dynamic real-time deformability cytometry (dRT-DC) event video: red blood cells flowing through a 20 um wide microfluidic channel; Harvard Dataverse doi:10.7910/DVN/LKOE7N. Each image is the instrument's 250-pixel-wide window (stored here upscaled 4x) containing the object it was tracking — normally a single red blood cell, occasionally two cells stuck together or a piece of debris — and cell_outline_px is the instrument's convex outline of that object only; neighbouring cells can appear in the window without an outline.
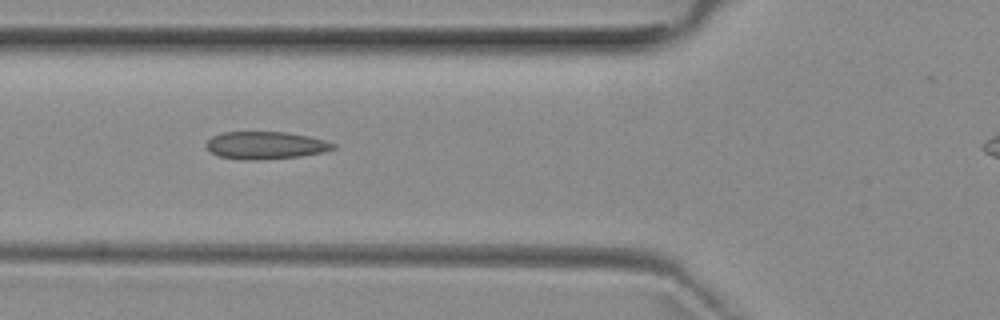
{"species": "common noctule bat (a hibernating species)", "species_latin": "Nyctalus noctula", "temperature_condition": "room temperature", "stored_images_in_passage": 6, "camera_frame_rate_fps": 3000, "um_per_image_px": 0.085, "animal": {"sex": "female", "body_mass_g": 29.2, "forearm_length_mm": 56.3}, "frame": {"image": 1, "passage_image": 5, "time_ms": 5.667, "image_size_px": [1000, 320], "cell_outline_px": [[336, 148], [324, 152], [300, 156], [260, 160], [240, 160], [220, 156], [212, 152], [204, 144], [212, 136], [224, 132], [288, 132], [308, 136], [324, 140], [336, 144]], "centroid_in_image_um": [22.58, 12.35], "position_along_channel_um": 103.2, "area_um2": 20.4}}
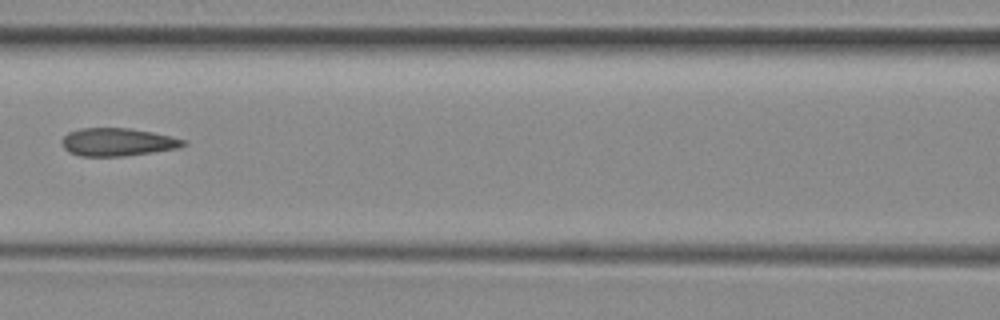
{"frame": {"image": 2, "passage_image": 6, "time_ms": 7.0, "image_size_px": [1000, 320], "cell_outline_px": [[188, 144], [180, 148], [124, 156], [80, 156], [68, 152], [64, 148], [60, 140], [68, 132], [80, 128], [128, 128], [152, 132], [172, 136], [188, 140]], "centroid_in_image_um": [10.01, 12.07], "position_along_channel_um": 156.6, "area_um2": 20.0}}